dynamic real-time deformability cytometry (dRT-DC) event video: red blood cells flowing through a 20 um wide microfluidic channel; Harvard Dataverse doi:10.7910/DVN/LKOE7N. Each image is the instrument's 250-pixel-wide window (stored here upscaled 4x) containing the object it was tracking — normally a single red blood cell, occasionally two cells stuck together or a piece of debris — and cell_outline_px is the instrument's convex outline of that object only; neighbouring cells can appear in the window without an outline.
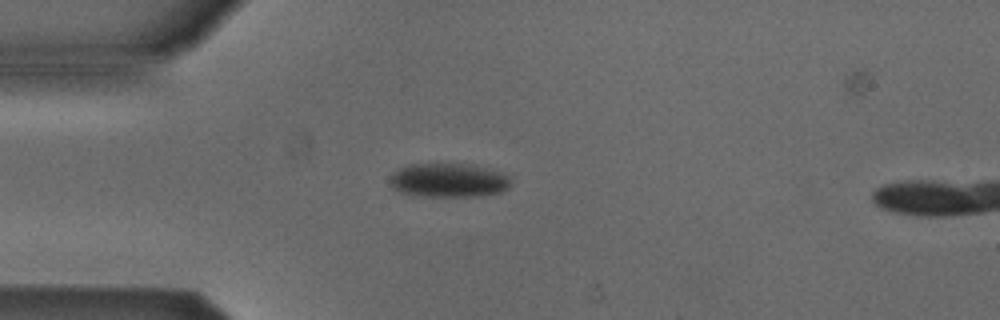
{"species": "Egyptian fruit bat (a non-hibernating species)", "species_latin": "Rousettus aegyptiacus", "temperature_condition": "cold", "stored_images_in_passage": 4, "camera_frame_rate_fps": 3000, "um_per_image_px": 0.085, "animal": {"sex": "male"}, "frame": {"image": 1, "passage_image": 3, "time_ms": 0.667, "image_size_px": [1000, 320], "cell_outline_px": [[512, 180], [508, 188], [500, 192], [476, 196], [424, 196], [396, 192], [388, 184], [388, 180], [400, 168], [412, 164], [472, 164], [500, 172], [508, 176]], "centroid_in_image_um": [38.11, 15.33], "position_along_channel_um": 46.9, "area_um2": 23.93}}